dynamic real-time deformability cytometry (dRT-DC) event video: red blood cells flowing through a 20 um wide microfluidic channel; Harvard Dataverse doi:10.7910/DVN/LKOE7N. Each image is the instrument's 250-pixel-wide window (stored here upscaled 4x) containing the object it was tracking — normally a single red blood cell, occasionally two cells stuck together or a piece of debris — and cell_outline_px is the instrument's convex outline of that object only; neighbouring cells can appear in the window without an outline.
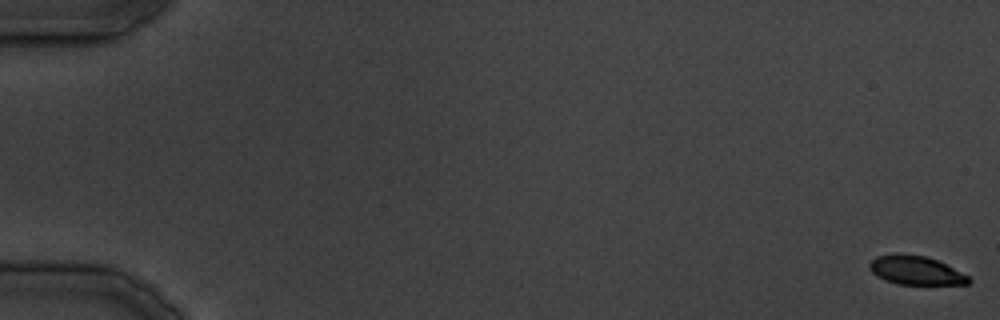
{"species": "common noctule bat (a hibernating species)", "species_latin": "Nyctalus noctula", "temperature_condition": "cold", "stored_images_in_passage": 20, "camera_frame_rate_fps": 3000, "um_per_image_px": 0.085, "animal": {"sex": "male", "body_mass_g": 19.5, "forearm_length_mm": 54.6}, "frame": {"image": 1, "passage_image": 1, "time_ms": 0.0, "image_size_px": [1000, 320], "cell_outline_px": [[972, 280], [968, 284], [896, 284], [884, 280], [876, 276], [868, 268], [868, 264], [876, 256], [892, 252], [900, 252], [924, 256], [936, 260], [968, 276]], "centroid_in_image_um": [77.75, 22.96], "position_along_channel_um": 7.2, "area_um2": 16.76}}
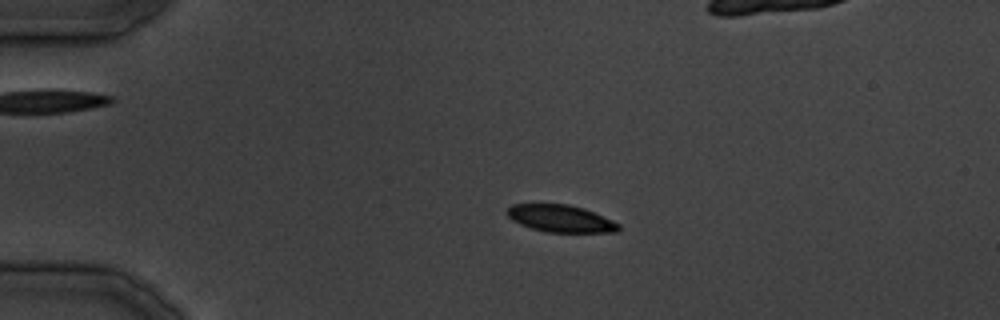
{"frame": {"image": 2, "passage_image": 10, "time_ms": 10.333, "image_size_px": [1000, 320], "cell_outline_px": [[620, 228], [616, 232], [544, 232], [520, 224], [512, 220], [504, 212], [512, 204], [568, 204], [584, 208], [612, 220], [620, 224]], "centroid_in_image_um": [47.63, 18.57], "position_along_channel_um": 37.4, "area_um2": 17.69}}